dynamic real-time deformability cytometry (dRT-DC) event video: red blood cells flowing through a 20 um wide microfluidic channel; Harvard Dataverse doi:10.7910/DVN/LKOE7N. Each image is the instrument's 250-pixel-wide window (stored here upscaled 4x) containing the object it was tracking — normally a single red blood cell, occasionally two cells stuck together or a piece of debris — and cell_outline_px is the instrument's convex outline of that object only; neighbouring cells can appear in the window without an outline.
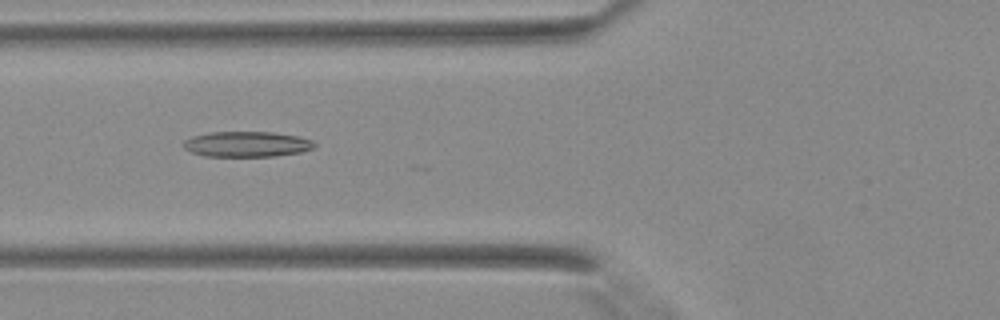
{"species": "Egyptian fruit bat (a non-hibernating species)", "species_latin": "Rousettus aegyptiacus", "temperature_condition": "warm", "stored_images_in_passage": 25, "camera_frame_rate_fps": 3000, "um_per_image_px": 0.085, "animal": {"sex": "female"}, "frame": {"image": 1, "passage_image": 7, "time_ms": 2.0, "image_size_px": [1000, 320], "cell_outline_px": [[316, 148], [300, 152], [272, 156], [204, 156], [192, 152], [184, 148], [184, 140], [192, 136], [212, 132], [272, 132], [300, 136], [312, 140], [316, 144]], "centroid_in_image_um": [21.01, 12.25], "position_along_channel_um": 104.8, "area_um2": 19.42}}
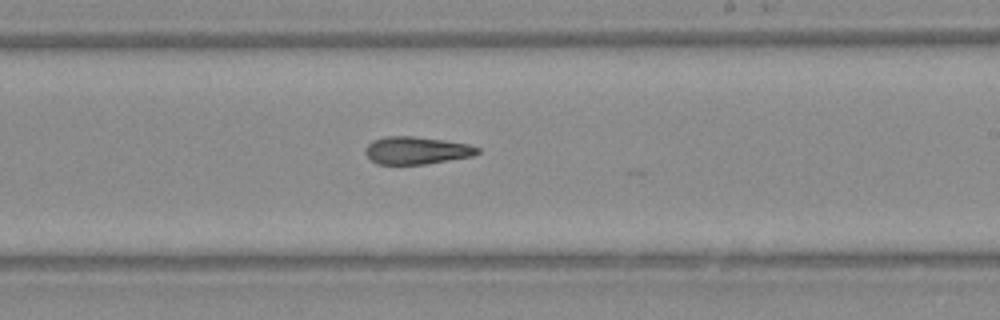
{"frame": {"image": 2, "passage_image": 16, "time_ms": 5.0, "image_size_px": [1000, 320], "cell_outline_px": [[480, 152], [472, 156], [424, 164], [376, 164], [364, 152], [364, 148], [372, 140], [384, 136], [412, 136], [444, 140], [468, 144], [480, 148]], "centroid_in_image_um": [35.38, 12.78], "position_along_channel_um": 253.6, "area_um2": 17.98}}
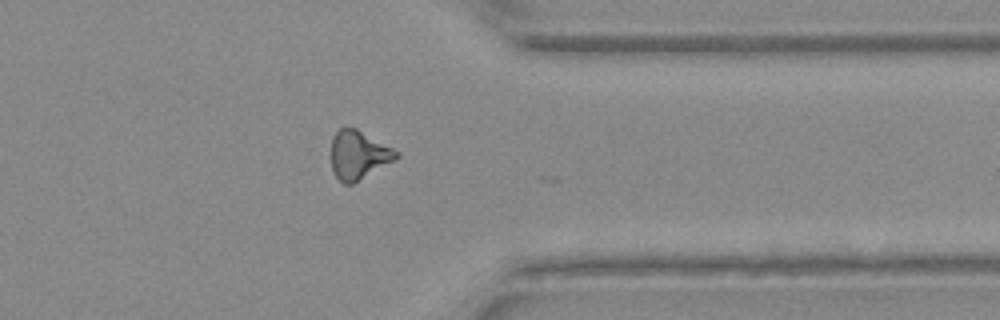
{"frame": {"image": 3, "passage_image": 24, "time_ms": 7.667, "image_size_px": [1000, 320], "cell_outline_px": [[400, 156], [396, 160], [352, 184], [344, 184], [332, 172], [332, 136], [344, 124], [356, 128], [400, 152]], "centroid_in_image_um": [30.48, 13.15], "position_along_channel_um": 380.9, "area_um2": 18.61}}